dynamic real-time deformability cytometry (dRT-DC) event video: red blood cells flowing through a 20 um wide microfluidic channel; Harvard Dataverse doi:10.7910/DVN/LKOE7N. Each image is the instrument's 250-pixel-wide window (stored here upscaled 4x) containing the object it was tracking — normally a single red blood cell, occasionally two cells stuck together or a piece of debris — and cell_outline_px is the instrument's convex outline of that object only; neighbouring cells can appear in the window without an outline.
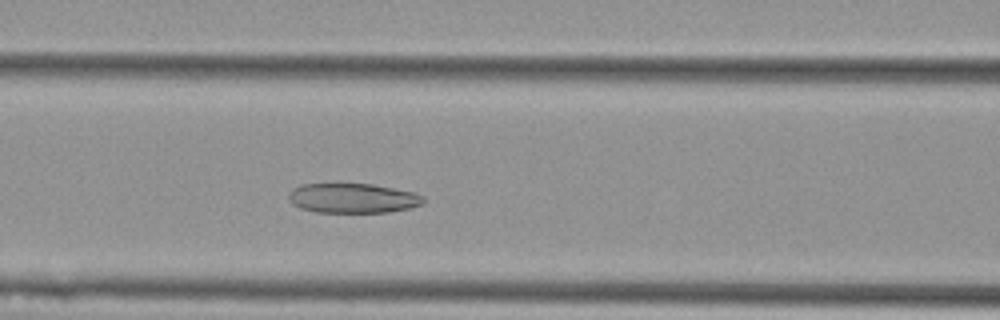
{"species": "Egyptian fruit bat (a non-hibernating species)", "species_latin": "Rousettus aegyptiacus", "temperature_condition": "cold", "stored_images_in_passage": 31, "camera_frame_rate_fps": 3000, "um_per_image_px": 0.085, "animal": {"sex": "female"}, "frame": {"image": 1, "passage_image": 9, "time_ms": 2.667, "image_size_px": [1000, 320], "cell_outline_px": [[424, 204], [412, 208], [388, 212], [316, 212], [300, 208], [292, 204], [288, 200], [288, 192], [292, 188], [304, 184], [372, 184], [416, 192], [424, 196]], "centroid_in_image_um": [30.01, 16.85], "position_along_channel_um": 136.6, "area_um2": 23.58}}
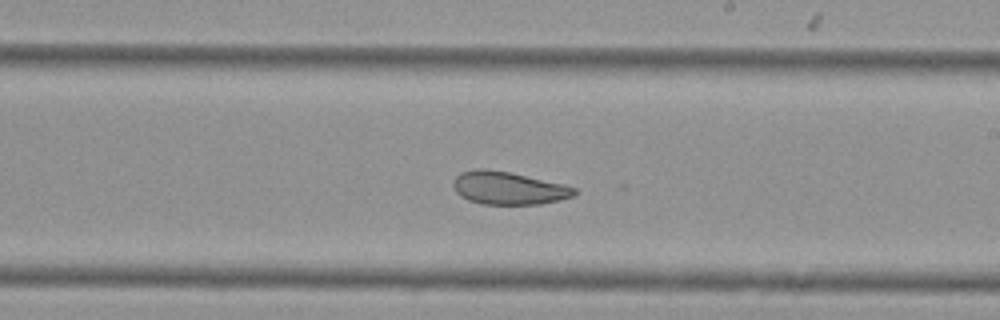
{"frame": {"image": 2, "passage_image": 18, "time_ms": 5.667, "image_size_px": [1000, 320], "cell_outline_px": [[576, 192], [572, 196], [560, 200], [540, 204], [480, 204], [468, 200], [460, 196], [456, 192], [452, 184], [456, 176], [460, 172], [476, 168], [484, 168], [508, 172], [564, 184], [576, 188]], "centroid_in_image_um": [43.18, 15.99], "position_along_channel_um": 245.8, "area_um2": 23.18}}
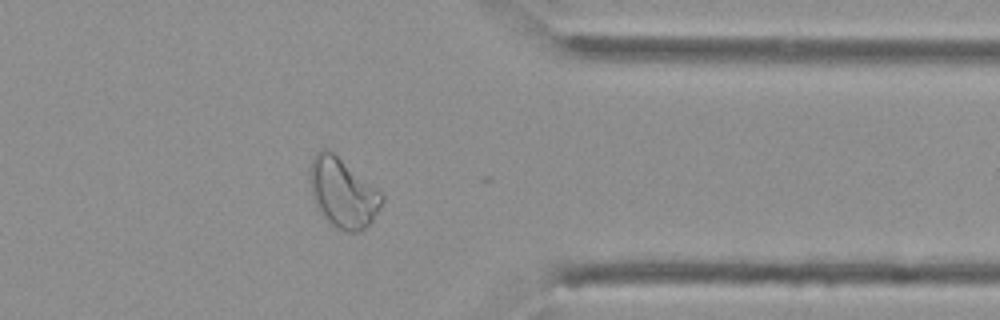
{"frame": {"image": 3, "passage_image": 30, "time_ms": 9.667, "image_size_px": [1000, 320], "cell_outline_px": [[384, 200], [372, 220], [360, 232], [348, 232], [332, 224], [316, 208], [308, 184], [308, 172], [312, 160], [316, 152], [320, 148], [328, 148], [380, 192], [384, 196]], "centroid_in_image_um": [29.08, 16.37], "position_along_channel_um": 382.3, "area_um2": 28.9}, "authors_computed_cell_mechanics": {"area_um2": 24.5072, "velocity_mm_per_s": 3.6661, "shape_relaxation_time_tau1_ms": null, "shape_relaxation_time_tau2_ms": 2.7915, "deformation_change_tau1": null, "deformation_change_tau2": 0.0918}}